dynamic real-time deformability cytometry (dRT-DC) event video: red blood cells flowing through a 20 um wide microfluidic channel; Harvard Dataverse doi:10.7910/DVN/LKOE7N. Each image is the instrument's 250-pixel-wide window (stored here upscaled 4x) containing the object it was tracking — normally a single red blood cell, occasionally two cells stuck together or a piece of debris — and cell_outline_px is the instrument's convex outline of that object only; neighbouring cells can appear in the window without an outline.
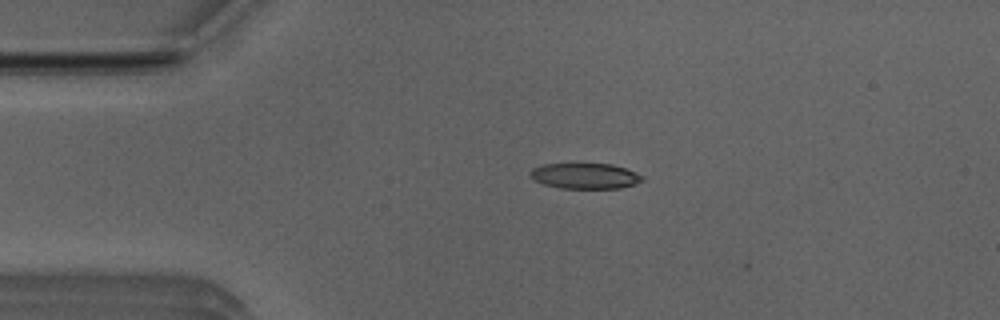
{"species": "Egyptian fruit bat (a non-hibernating species)", "species_latin": "Rousettus aegyptiacus", "temperature_condition": "room temperature", "stored_images_in_passage": 44, "camera_frame_rate_fps": 3000, "um_per_image_px": 0.085, "animal": {"sex": "male"}, "frame": {"image": 1, "passage_image": 3, "time_ms": 0.667, "image_size_px": [1000, 320], "cell_outline_px": [[644, 180], [636, 184], [620, 188], [560, 188], [544, 184], [536, 180], [532, 176], [532, 168], [544, 164], [612, 164], [636, 172], [644, 176]], "centroid_in_image_um": [49.8, 14.96], "position_along_channel_um": 35.2, "area_um2": 16.53}}
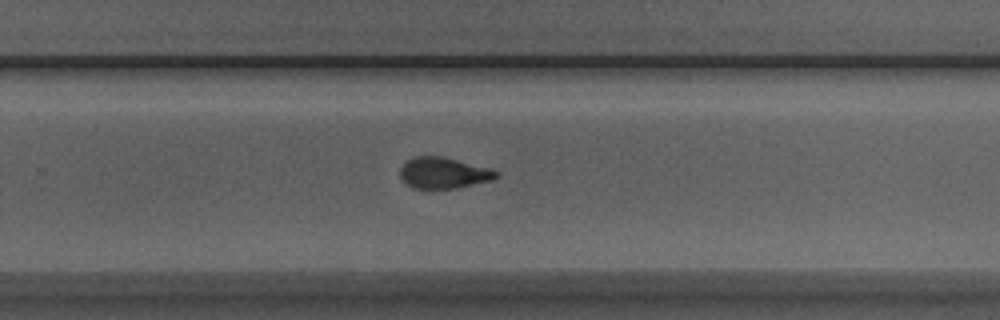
{"frame": {"image": 2, "passage_image": 25, "time_ms": 8.0, "image_size_px": [1000, 320], "cell_outline_px": [[500, 176], [492, 180], [456, 188], [412, 188], [400, 176], [400, 168], [412, 156], [444, 156], [488, 168], [500, 172]], "centroid_in_image_um": [37.72, 14.69], "position_along_channel_um": 292.1, "area_um2": 17.34}}
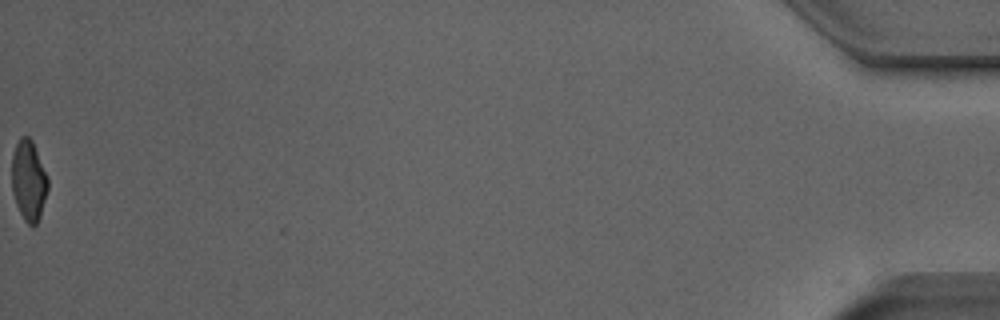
{"frame": {"image": 3, "passage_image": 44, "time_ms": 14.333, "image_size_px": [1000, 320], "cell_outline_px": [[48, 188], [40, 216], [36, 224], [32, 228], [24, 220], [16, 204], [12, 192], [12, 156], [16, 144], [20, 136], [28, 136], [32, 140], [48, 176]], "centroid_in_image_um": [2.44, 15.34], "position_along_channel_um": 432.8, "area_um2": 16.99}, "authors_computed_cell_mechanics": {"area_um2": 17.8313, "velocity_mm_per_s": 3.9572, "shape_relaxation_time_tau1_ms": 5.4839, "shape_relaxation_time_tau2_ms": 1.5019, "deformation_change_tau1": 0.2063, "deformation_change_tau2": 0.085}}